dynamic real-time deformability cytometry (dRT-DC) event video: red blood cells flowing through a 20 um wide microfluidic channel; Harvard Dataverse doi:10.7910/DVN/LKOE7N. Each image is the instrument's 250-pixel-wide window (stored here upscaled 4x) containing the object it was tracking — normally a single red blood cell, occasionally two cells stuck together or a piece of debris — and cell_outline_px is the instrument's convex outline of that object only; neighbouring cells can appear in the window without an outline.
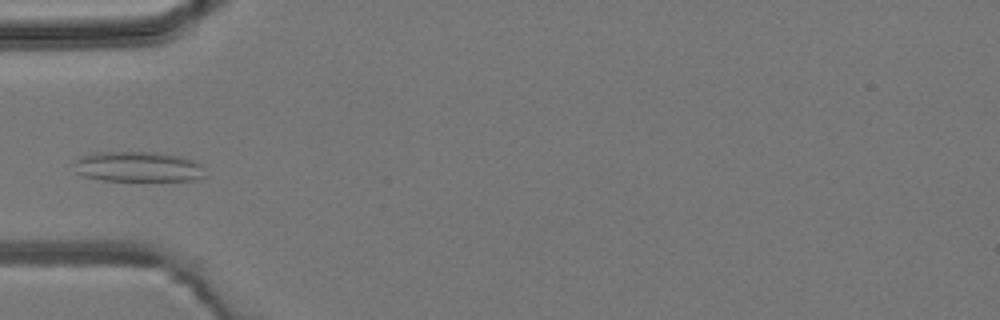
{"species": "common noctule bat (a hibernating species)", "species_latin": "Nyctalus noctula", "temperature_condition": "room temperature", "stored_images_in_passage": 4, "camera_frame_rate_fps": 3000, "um_per_image_px": 0.085, "animal": {"sex": "male", "body_mass_g": 19.2, "forearm_length_mm": 51.8}, "frame": {"image": 1, "passage_image": 3, "time_ms": 2.333, "image_size_px": [1000, 320], "cell_outline_px": [[204, 176], [196, 180], [104, 180], [84, 176], [76, 172], [76, 160], [80, 156], [96, 152], [156, 152], [180, 156], [192, 160], [200, 164]], "centroid_in_image_um": [11.72, 14.16], "position_along_channel_um": 73.3, "area_um2": 22.77}}